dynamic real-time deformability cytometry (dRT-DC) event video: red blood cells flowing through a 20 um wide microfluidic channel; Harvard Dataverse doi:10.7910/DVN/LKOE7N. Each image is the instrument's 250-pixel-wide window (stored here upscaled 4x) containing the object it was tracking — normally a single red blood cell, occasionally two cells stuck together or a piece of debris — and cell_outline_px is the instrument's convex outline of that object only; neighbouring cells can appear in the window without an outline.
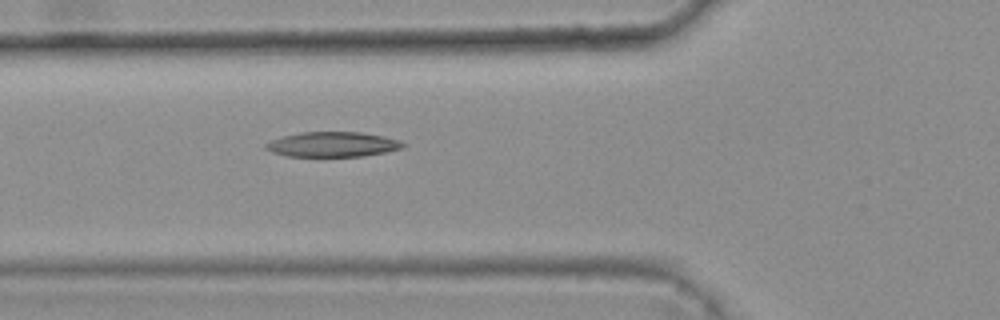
{"species": "common noctule bat (a hibernating species)", "species_latin": "Nyctalus noctula", "temperature_condition": "warm", "stored_images_in_passage": 5, "camera_frame_rate_fps": 3000, "um_per_image_px": 0.085, "animal": {"sex": "female", "body_mass_g": 25.1}, "frame": {"image": 1, "passage_image": 5, "time_ms": 1.333, "image_size_px": [1000, 320], "cell_outline_px": [[408, 144], [400, 148], [384, 152], [364, 156], [288, 156], [272, 152], [264, 148], [264, 144], [272, 140], [284, 136], [300, 132], [360, 132], [384, 136], [400, 140]], "centroid_in_image_um": [28.28, 12.27], "position_along_channel_um": 97.5, "area_um2": 19.88}}